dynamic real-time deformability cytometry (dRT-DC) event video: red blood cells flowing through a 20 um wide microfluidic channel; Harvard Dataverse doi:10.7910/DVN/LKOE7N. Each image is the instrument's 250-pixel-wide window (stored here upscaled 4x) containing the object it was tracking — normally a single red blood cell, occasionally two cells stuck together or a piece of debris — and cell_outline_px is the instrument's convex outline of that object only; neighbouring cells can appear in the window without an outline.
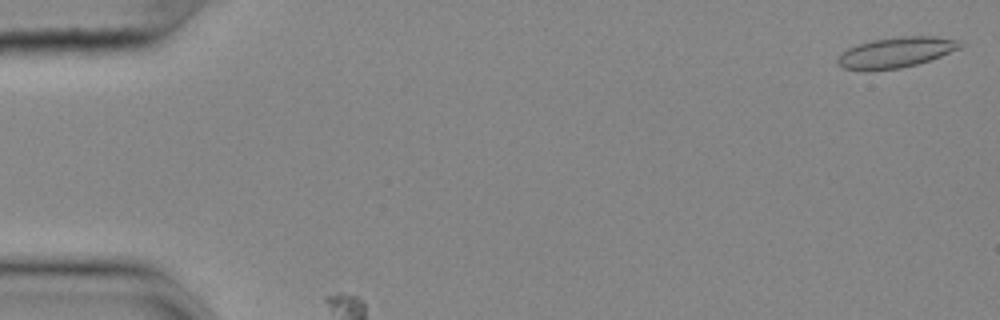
{"species": "common noctule bat (a hibernating species)", "species_latin": "Nyctalus noctula", "temperature_condition": "cold", "stored_images_in_passage": 37, "camera_frame_rate_fps": 3000, "um_per_image_px": 0.085, "animal": {"sex": "female", "body_mass_g": 25.1}, "frame": {"image": 1, "passage_image": 2, "time_ms": 0.333, "image_size_px": [1000, 320], "cell_outline_px": [[964, 44], [960, 48], [940, 56], [916, 64], [900, 68], [844, 68], [836, 60], [848, 48], [872, 40], [900, 36], [932, 36], [956, 40]], "centroid_in_image_um": [76.23, 4.41], "position_along_channel_um": 8.8, "area_um2": 20.75}}